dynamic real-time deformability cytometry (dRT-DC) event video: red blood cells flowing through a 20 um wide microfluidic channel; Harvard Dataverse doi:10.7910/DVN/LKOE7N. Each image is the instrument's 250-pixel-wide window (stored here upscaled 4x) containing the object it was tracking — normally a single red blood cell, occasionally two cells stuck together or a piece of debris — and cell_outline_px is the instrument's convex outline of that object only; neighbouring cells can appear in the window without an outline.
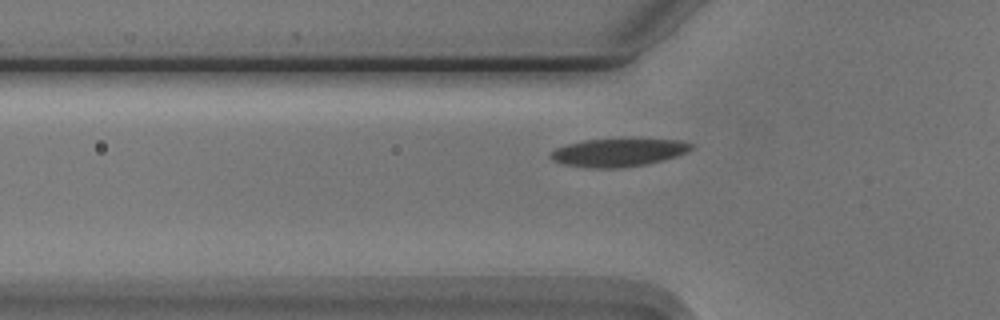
{"species": "Egyptian fruit bat (a non-hibernating species)", "species_latin": "Rousettus aegyptiacus", "temperature_condition": "cold", "stored_images_in_passage": 35, "camera_frame_rate_fps": 3000, "um_per_image_px": 0.085, "animal": {"sex": "male"}, "frame": {"image": 1, "passage_image": 5, "time_ms": 1.333, "image_size_px": [1000, 320], "cell_outline_px": [[692, 148], [676, 156], [644, 164], [620, 168], [588, 168], [564, 164], [552, 160], [548, 156], [548, 152], [556, 148], [568, 144], [584, 140], [620, 136], [640, 136], [680, 140], [692, 144]], "centroid_in_image_um": [52.54, 12.89], "position_along_channel_um": 73.3, "area_um2": 24.1}}
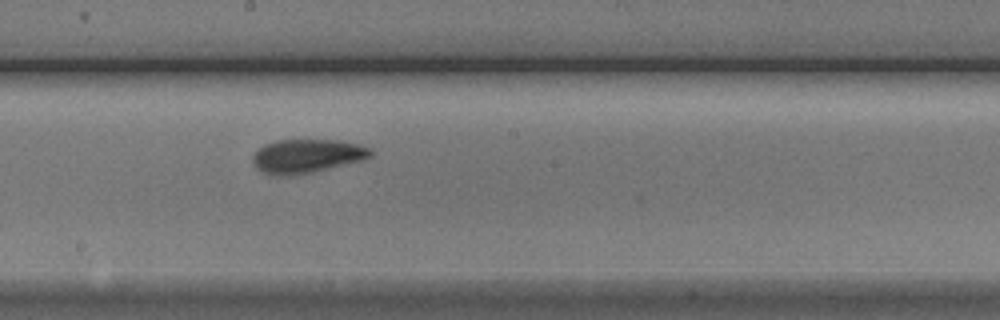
{"frame": {"image": 2, "passage_image": 17, "time_ms": 5.333, "image_size_px": [1000, 320], "cell_outline_px": [[372, 156], [364, 160], [312, 172], [292, 176], [276, 176], [264, 172], [256, 168], [252, 160], [252, 156], [264, 144], [276, 140], [340, 140], [372, 148]], "centroid_in_image_um": [26.09, 13.27], "position_along_channel_um": 222.1, "area_um2": 23.29}}
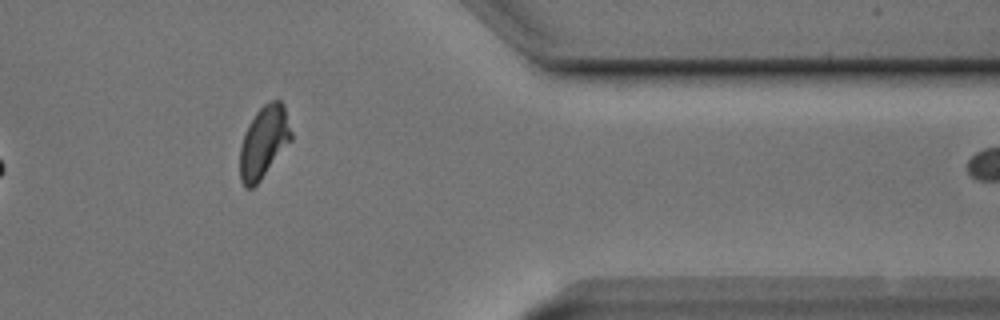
{"frame": {"image": 3, "passage_image": 32, "time_ms": 10.333, "image_size_px": [1000, 320], "cell_outline_px": [[292, 140], [260, 180], [252, 188], [244, 188], [240, 180], [240, 148], [248, 124], [256, 112], [264, 104], [272, 100], [280, 100], [284, 104], [292, 132]], "centroid_in_image_um": [22.43, 12.07], "position_along_channel_um": 389.0, "area_um2": 21.44}}